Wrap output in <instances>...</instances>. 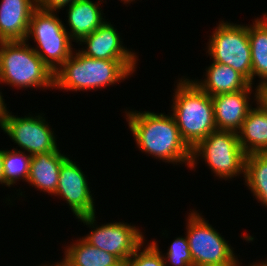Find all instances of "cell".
I'll list each match as a JSON object with an SVG mask.
<instances>
[{
    "mask_svg": "<svg viewBox=\"0 0 267 266\" xmlns=\"http://www.w3.org/2000/svg\"><path fill=\"white\" fill-rule=\"evenodd\" d=\"M57 150L56 152L38 153L32 155L30 173L27 184L40 192L54 195L59 181L61 164L68 158Z\"/></svg>",
    "mask_w": 267,
    "mask_h": 266,
    "instance_id": "obj_17",
    "label": "cell"
},
{
    "mask_svg": "<svg viewBox=\"0 0 267 266\" xmlns=\"http://www.w3.org/2000/svg\"><path fill=\"white\" fill-rule=\"evenodd\" d=\"M248 36L251 47L252 60V85L254 78L258 76L260 82L257 87L267 83V13L263 17L248 24Z\"/></svg>",
    "mask_w": 267,
    "mask_h": 266,
    "instance_id": "obj_20",
    "label": "cell"
},
{
    "mask_svg": "<svg viewBox=\"0 0 267 266\" xmlns=\"http://www.w3.org/2000/svg\"><path fill=\"white\" fill-rule=\"evenodd\" d=\"M28 43L0 42V83L17 89H54V73Z\"/></svg>",
    "mask_w": 267,
    "mask_h": 266,
    "instance_id": "obj_4",
    "label": "cell"
},
{
    "mask_svg": "<svg viewBox=\"0 0 267 266\" xmlns=\"http://www.w3.org/2000/svg\"><path fill=\"white\" fill-rule=\"evenodd\" d=\"M75 0H37V8L46 12H59L60 9L68 7Z\"/></svg>",
    "mask_w": 267,
    "mask_h": 266,
    "instance_id": "obj_25",
    "label": "cell"
},
{
    "mask_svg": "<svg viewBox=\"0 0 267 266\" xmlns=\"http://www.w3.org/2000/svg\"><path fill=\"white\" fill-rule=\"evenodd\" d=\"M38 115V116H37ZM25 115L18 117L12 112L4 118L1 130L30 155L38 153L56 152L59 149L57 138L44 115Z\"/></svg>",
    "mask_w": 267,
    "mask_h": 266,
    "instance_id": "obj_10",
    "label": "cell"
},
{
    "mask_svg": "<svg viewBox=\"0 0 267 266\" xmlns=\"http://www.w3.org/2000/svg\"><path fill=\"white\" fill-rule=\"evenodd\" d=\"M179 78L172 95L170 111L183 141L193 149L201 140L217 130L211 96L189 77ZM189 78V79H188Z\"/></svg>",
    "mask_w": 267,
    "mask_h": 266,
    "instance_id": "obj_3",
    "label": "cell"
},
{
    "mask_svg": "<svg viewBox=\"0 0 267 266\" xmlns=\"http://www.w3.org/2000/svg\"><path fill=\"white\" fill-rule=\"evenodd\" d=\"M163 258L166 266H193L187 237L178 236L174 239Z\"/></svg>",
    "mask_w": 267,
    "mask_h": 266,
    "instance_id": "obj_24",
    "label": "cell"
},
{
    "mask_svg": "<svg viewBox=\"0 0 267 266\" xmlns=\"http://www.w3.org/2000/svg\"><path fill=\"white\" fill-rule=\"evenodd\" d=\"M3 156L4 150H0V184L4 185V178H3Z\"/></svg>",
    "mask_w": 267,
    "mask_h": 266,
    "instance_id": "obj_28",
    "label": "cell"
},
{
    "mask_svg": "<svg viewBox=\"0 0 267 266\" xmlns=\"http://www.w3.org/2000/svg\"><path fill=\"white\" fill-rule=\"evenodd\" d=\"M62 262L66 266H120L122 264L116 256L92 246L83 237L65 247Z\"/></svg>",
    "mask_w": 267,
    "mask_h": 266,
    "instance_id": "obj_19",
    "label": "cell"
},
{
    "mask_svg": "<svg viewBox=\"0 0 267 266\" xmlns=\"http://www.w3.org/2000/svg\"><path fill=\"white\" fill-rule=\"evenodd\" d=\"M243 180L258 203L267 207V153L246 155Z\"/></svg>",
    "mask_w": 267,
    "mask_h": 266,
    "instance_id": "obj_21",
    "label": "cell"
},
{
    "mask_svg": "<svg viewBox=\"0 0 267 266\" xmlns=\"http://www.w3.org/2000/svg\"><path fill=\"white\" fill-rule=\"evenodd\" d=\"M116 30L111 22L105 21L79 42L81 46L86 44L79 51L83 55L101 60H138L132 49L123 46V39Z\"/></svg>",
    "mask_w": 267,
    "mask_h": 266,
    "instance_id": "obj_12",
    "label": "cell"
},
{
    "mask_svg": "<svg viewBox=\"0 0 267 266\" xmlns=\"http://www.w3.org/2000/svg\"><path fill=\"white\" fill-rule=\"evenodd\" d=\"M135 0H121V2H124L123 4H130L131 2H134Z\"/></svg>",
    "mask_w": 267,
    "mask_h": 266,
    "instance_id": "obj_31",
    "label": "cell"
},
{
    "mask_svg": "<svg viewBox=\"0 0 267 266\" xmlns=\"http://www.w3.org/2000/svg\"><path fill=\"white\" fill-rule=\"evenodd\" d=\"M137 62L95 59L83 55L78 49L54 73V89L87 92L116 85L133 75Z\"/></svg>",
    "mask_w": 267,
    "mask_h": 266,
    "instance_id": "obj_2",
    "label": "cell"
},
{
    "mask_svg": "<svg viewBox=\"0 0 267 266\" xmlns=\"http://www.w3.org/2000/svg\"><path fill=\"white\" fill-rule=\"evenodd\" d=\"M54 196L66 201L76 219L96 213L87 176L69 157L61 164Z\"/></svg>",
    "mask_w": 267,
    "mask_h": 266,
    "instance_id": "obj_11",
    "label": "cell"
},
{
    "mask_svg": "<svg viewBox=\"0 0 267 266\" xmlns=\"http://www.w3.org/2000/svg\"><path fill=\"white\" fill-rule=\"evenodd\" d=\"M186 221V237L193 266H236L234 248L197 211H190Z\"/></svg>",
    "mask_w": 267,
    "mask_h": 266,
    "instance_id": "obj_7",
    "label": "cell"
},
{
    "mask_svg": "<svg viewBox=\"0 0 267 266\" xmlns=\"http://www.w3.org/2000/svg\"><path fill=\"white\" fill-rule=\"evenodd\" d=\"M205 71L203 80L192 81L211 97L244 90L251 84L242 74L225 64L212 61Z\"/></svg>",
    "mask_w": 267,
    "mask_h": 266,
    "instance_id": "obj_18",
    "label": "cell"
},
{
    "mask_svg": "<svg viewBox=\"0 0 267 266\" xmlns=\"http://www.w3.org/2000/svg\"><path fill=\"white\" fill-rule=\"evenodd\" d=\"M250 266H267V259L265 261H260V262H255V263H251Z\"/></svg>",
    "mask_w": 267,
    "mask_h": 266,
    "instance_id": "obj_29",
    "label": "cell"
},
{
    "mask_svg": "<svg viewBox=\"0 0 267 266\" xmlns=\"http://www.w3.org/2000/svg\"><path fill=\"white\" fill-rule=\"evenodd\" d=\"M255 87L257 106L249 111L238 132L239 144L246 155L267 153V109L259 102V88Z\"/></svg>",
    "mask_w": 267,
    "mask_h": 266,
    "instance_id": "obj_15",
    "label": "cell"
},
{
    "mask_svg": "<svg viewBox=\"0 0 267 266\" xmlns=\"http://www.w3.org/2000/svg\"><path fill=\"white\" fill-rule=\"evenodd\" d=\"M103 0H75L67 7L68 34L73 42L79 43L83 38L91 34L105 21L103 10L100 8Z\"/></svg>",
    "mask_w": 267,
    "mask_h": 266,
    "instance_id": "obj_16",
    "label": "cell"
},
{
    "mask_svg": "<svg viewBox=\"0 0 267 266\" xmlns=\"http://www.w3.org/2000/svg\"><path fill=\"white\" fill-rule=\"evenodd\" d=\"M249 85L244 90L223 93L211 97L217 130L238 133L249 111L253 108L250 97L254 90Z\"/></svg>",
    "mask_w": 267,
    "mask_h": 266,
    "instance_id": "obj_13",
    "label": "cell"
},
{
    "mask_svg": "<svg viewBox=\"0 0 267 266\" xmlns=\"http://www.w3.org/2000/svg\"><path fill=\"white\" fill-rule=\"evenodd\" d=\"M142 246H145L144 243L124 263V266H166L157 241L153 240L144 248Z\"/></svg>",
    "mask_w": 267,
    "mask_h": 266,
    "instance_id": "obj_23",
    "label": "cell"
},
{
    "mask_svg": "<svg viewBox=\"0 0 267 266\" xmlns=\"http://www.w3.org/2000/svg\"><path fill=\"white\" fill-rule=\"evenodd\" d=\"M259 88V102L267 109V83L262 84Z\"/></svg>",
    "mask_w": 267,
    "mask_h": 266,
    "instance_id": "obj_26",
    "label": "cell"
},
{
    "mask_svg": "<svg viewBox=\"0 0 267 266\" xmlns=\"http://www.w3.org/2000/svg\"><path fill=\"white\" fill-rule=\"evenodd\" d=\"M96 215L77 218L92 228L83 238L92 246L116 256L123 264L145 243V237L139 227L125 222L104 223L97 225Z\"/></svg>",
    "mask_w": 267,
    "mask_h": 266,
    "instance_id": "obj_9",
    "label": "cell"
},
{
    "mask_svg": "<svg viewBox=\"0 0 267 266\" xmlns=\"http://www.w3.org/2000/svg\"><path fill=\"white\" fill-rule=\"evenodd\" d=\"M5 99L3 98L2 92L0 91V126L3 124L4 118L9 113L7 106L4 103Z\"/></svg>",
    "mask_w": 267,
    "mask_h": 266,
    "instance_id": "obj_27",
    "label": "cell"
},
{
    "mask_svg": "<svg viewBox=\"0 0 267 266\" xmlns=\"http://www.w3.org/2000/svg\"><path fill=\"white\" fill-rule=\"evenodd\" d=\"M57 13L46 12L36 8L30 17L28 33L36 42L33 50L44 63L55 73L73 54L72 40L64 23Z\"/></svg>",
    "mask_w": 267,
    "mask_h": 266,
    "instance_id": "obj_6",
    "label": "cell"
},
{
    "mask_svg": "<svg viewBox=\"0 0 267 266\" xmlns=\"http://www.w3.org/2000/svg\"><path fill=\"white\" fill-rule=\"evenodd\" d=\"M202 158L219 179L226 181L240 174L245 177L246 154L239 144L238 133L219 130L210 133L191 149L189 168L195 169Z\"/></svg>",
    "mask_w": 267,
    "mask_h": 266,
    "instance_id": "obj_5",
    "label": "cell"
},
{
    "mask_svg": "<svg viewBox=\"0 0 267 266\" xmlns=\"http://www.w3.org/2000/svg\"><path fill=\"white\" fill-rule=\"evenodd\" d=\"M66 266L62 261L61 262H55L54 264H51V265H49V264H41V265H39V266Z\"/></svg>",
    "mask_w": 267,
    "mask_h": 266,
    "instance_id": "obj_30",
    "label": "cell"
},
{
    "mask_svg": "<svg viewBox=\"0 0 267 266\" xmlns=\"http://www.w3.org/2000/svg\"><path fill=\"white\" fill-rule=\"evenodd\" d=\"M37 0H2L0 4V42L25 41Z\"/></svg>",
    "mask_w": 267,
    "mask_h": 266,
    "instance_id": "obj_14",
    "label": "cell"
},
{
    "mask_svg": "<svg viewBox=\"0 0 267 266\" xmlns=\"http://www.w3.org/2000/svg\"><path fill=\"white\" fill-rule=\"evenodd\" d=\"M32 155L17 148L4 150L3 178L4 186L11 187L21 179L28 181ZM20 179V180H19Z\"/></svg>",
    "mask_w": 267,
    "mask_h": 266,
    "instance_id": "obj_22",
    "label": "cell"
},
{
    "mask_svg": "<svg viewBox=\"0 0 267 266\" xmlns=\"http://www.w3.org/2000/svg\"><path fill=\"white\" fill-rule=\"evenodd\" d=\"M207 52L213 62L232 67L252 85L251 47L248 26L220 21L208 39Z\"/></svg>",
    "mask_w": 267,
    "mask_h": 266,
    "instance_id": "obj_8",
    "label": "cell"
},
{
    "mask_svg": "<svg viewBox=\"0 0 267 266\" xmlns=\"http://www.w3.org/2000/svg\"><path fill=\"white\" fill-rule=\"evenodd\" d=\"M125 118L137 147L168 164L191 163V149L183 141L172 115L151 111L126 110Z\"/></svg>",
    "mask_w": 267,
    "mask_h": 266,
    "instance_id": "obj_1",
    "label": "cell"
}]
</instances>
